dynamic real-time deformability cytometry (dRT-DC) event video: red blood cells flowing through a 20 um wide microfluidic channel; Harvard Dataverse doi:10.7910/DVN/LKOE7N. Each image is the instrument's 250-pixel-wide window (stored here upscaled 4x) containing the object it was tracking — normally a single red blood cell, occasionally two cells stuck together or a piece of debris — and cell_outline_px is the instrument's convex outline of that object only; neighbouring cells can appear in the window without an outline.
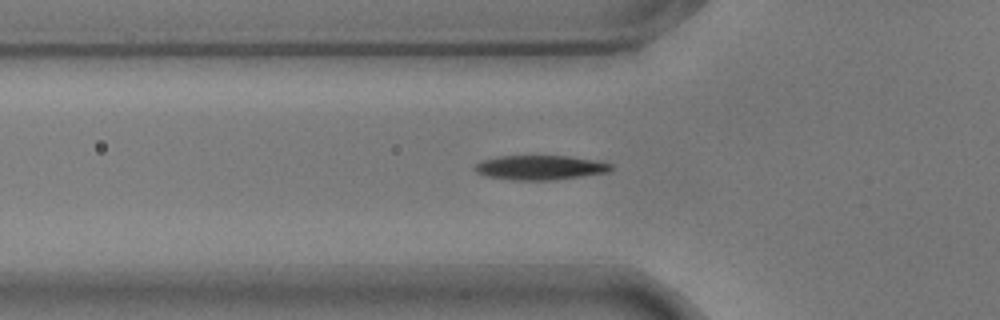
{"species": "common noctule bat (a hibernating species)", "species_latin": "Nyctalus noctula", "temperature_condition": "warm", "stored_images_in_passage": 34, "camera_frame_rate_fps": 3000, "um_per_image_px": 0.085, "animal": {"sex": "male", "body_mass_g": 17.9}, "frame": {"image": 1, "passage_image": 2, "time_ms": 0.333, "image_size_px": [1000, 320], "cell_outline_px": [[612, 168], [608, 172], [548, 180], [516, 180], [488, 176], [476, 172], [472, 168], [480, 160], [500, 156], [568, 156], [596, 160], [612, 164]], "centroid_in_image_um": [45.87, 14.23], "position_along_channel_um": 79.9, "area_um2": 19.19}}
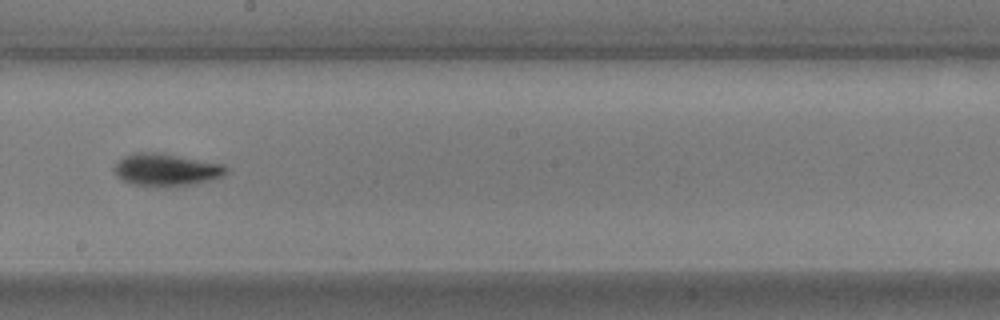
{"frame": {"image": 2, "passage_image": 15, "time_ms": 4.667, "image_size_px": [1000, 320], "cell_outline_px": [[228, 168], [220, 176], [196, 184], [168, 188], [156, 188], [128, 184], [116, 176], [112, 168], [124, 156], [132, 152], [160, 152], [224, 164]], "centroid_in_image_um": [14.05, 14.45], "position_along_channel_um": 234.1, "area_um2": 21.73}}
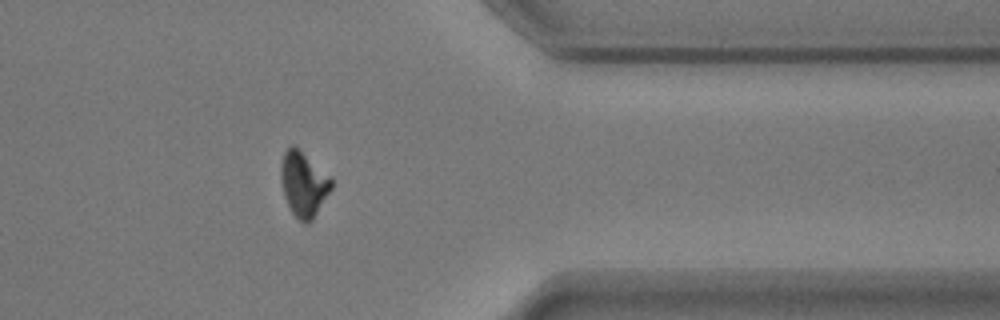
{"frame": {"image": 3, "passage_image": 29, "time_ms": 9.333, "image_size_px": [1000, 320], "cell_outline_px": [[332, 188], [312, 220], [308, 224], [304, 224], [292, 212], [284, 196], [280, 176], [280, 164], [284, 152], [292, 144], [332, 180]], "centroid_in_image_um": [25.77, 15.68], "position_along_channel_um": 385.6, "area_um2": 18.5}, "authors_computed_cell_mechanics": {"area_um2": 19.1607, "velocity_mm_per_s": 3.5387, "shape_relaxation_time_tau1_ms": 2.4893, "shape_relaxation_time_tau2_ms": 1.188, "deformation_change_tau1": 0.1518, "deformation_change_tau2": 0.0598}}